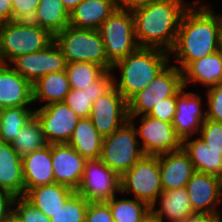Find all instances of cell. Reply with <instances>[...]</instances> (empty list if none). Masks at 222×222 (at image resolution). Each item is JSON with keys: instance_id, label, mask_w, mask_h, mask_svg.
Returning <instances> with one entry per match:
<instances>
[{"instance_id": "cell-12", "label": "cell", "mask_w": 222, "mask_h": 222, "mask_svg": "<svg viewBox=\"0 0 222 222\" xmlns=\"http://www.w3.org/2000/svg\"><path fill=\"white\" fill-rule=\"evenodd\" d=\"M141 125L135 126L137 137L141 138V149L145 155H159L182 148V139L176 134L172 123L142 115Z\"/></svg>"}, {"instance_id": "cell-3", "label": "cell", "mask_w": 222, "mask_h": 222, "mask_svg": "<svg viewBox=\"0 0 222 222\" xmlns=\"http://www.w3.org/2000/svg\"><path fill=\"white\" fill-rule=\"evenodd\" d=\"M169 57L170 54L161 49L138 48L112 65V71L118 68L121 72L120 80L113 77L114 87L128 101L169 64Z\"/></svg>"}, {"instance_id": "cell-46", "label": "cell", "mask_w": 222, "mask_h": 222, "mask_svg": "<svg viewBox=\"0 0 222 222\" xmlns=\"http://www.w3.org/2000/svg\"><path fill=\"white\" fill-rule=\"evenodd\" d=\"M186 222H222V216L197 215L196 217L189 219Z\"/></svg>"}, {"instance_id": "cell-4", "label": "cell", "mask_w": 222, "mask_h": 222, "mask_svg": "<svg viewBox=\"0 0 222 222\" xmlns=\"http://www.w3.org/2000/svg\"><path fill=\"white\" fill-rule=\"evenodd\" d=\"M54 36L29 21L13 20L0 24V61L8 64L18 56L45 49Z\"/></svg>"}, {"instance_id": "cell-26", "label": "cell", "mask_w": 222, "mask_h": 222, "mask_svg": "<svg viewBox=\"0 0 222 222\" xmlns=\"http://www.w3.org/2000/svg\"><path fill=\"white\" fill-rule=\"evenodd\" d=\"M74 192L67 186L53 183L29 189L23 197L35 208L52 218Z\"/></svg>"}, {"instance_id": "cell-40", "label": "cell", "mask_w": 222, "mask_h": 222, "mask_svg": "<svg viewBox=\"0 0 222 222\" xmlns=\"http://www.w3.org/2000/svg\"><path fill=\"white\" fill-rule=\"evenodd\" d=\"M112 70L106 71L99 79L91 84L90 87L84 88L83 91L88 92L90 98H92V103L99 99L101 96L108 93L114 87V79Z\"/></svg>"}, {"instance_id": "cell-29", "label": "cell", "mask_w": 222, "mask_h": 222, "mask_svg": "<svg viewBox=\"0 0 222 222\" xmlns=\"http://www.w3.org/2000/svg\"><path fill=\"white\" fill-rule=\"evenodd\" d=\"M69 16L61 0H40L31 21L54 36L69 26Z\"/></svg>"}, {"instance_id": "cell-24", "label": "cell", "mask_w": 222, "mask_h": 222, "mask_svg": "<svg viewBox=\"0 0 222 222\" xmlns=\"http://www.w3.org/2000/svg\"><path fill=\"white\" fill-rule=\"evenodd\" d=\"M182 140V149L187 153L197 172L222 177V149L209 147L200 137Z\"/></svg>"}, {"instance_id": "cell-50", "label": "cell", "mask_w": 222, "mask_h": 222, "mask_svg": "<svg viewBox=\"0 0 222 222\" xmlns=\"http://www.w3.org/2000/svg\"><path fill=\"white\" fill-rule=\"evenodd\" d=\"M220 50L222 51V14H221V24H220V39H219Z\"/></svg>"}, {"instance_id": "cell-45", "label": "cell", "mask_w": 222, "mask_h": 222, "mask_svg": "<svg viewBox=\"0 0 222 222\" xmlns=\"http://www.w3.org/2000/svg\"><path fill=\"white\" fill-rule=\"evenodd\" d=\"M12 21V0H0V24Z\"/></svg>"}, {"instance_id": "cell-32", "label": "cell", "mask_w": 222, "mask_h": 222, "mask_svg": "<svg viewBox=\"0 0 222 222\" xmlns=\"http://www.w3.org/2000/svg\"><path fill=\"white\" fill-rule=\"evenodd\" d=\"M109 205L114 222H140L151 207L141 201L134 199H118L116 195L106 201Z\"/></svg>"}, {"instance_id": "cell-49", "label": "cell", "mask_w": 222, "mask_h": 222, "mask_svg": "<svg viewBox=\"0 0 222 222\" xmlns=\"http://www.w3.org/2000/svg\"><path fill=\"white\" fill-rule=\"evenodd\" d=\"M3 222H22V221L13 211Z\"/></svg>"}, {"instance_id": "cell-36", "label": "cell", "mask_w": 222, "mask_h": 222, "mask_svg": "<svg viewBox=\"0 0 222 222\" xmlns=\"http://www.w3.org/2000/svg\"><path fill=\"white\" fill-rule=\"evenodd\" d=\"M13 211L22 222H50V218L47 215L35 208L24 197H15Z\"/></svg>"}, {"instance_id": "cell-25", "label": "cell", "mask_w": 222, "mask_h": 222, "mask_svg": "<svg viewBox=\"0 0 222 222\" xmlns=\"http://www.w3.org/2000/svg\"><path fill=\"white\" fill-rule=\"evenodd\" d=\"M115 10L113 0H83L70 13L69 26L98 30Z\"/></svg>"}, {"instance_id": "cell-6", "label": "cell", "mask_w": 222, "mask_h": 222, "mask_svg": "<svg viewBox=\"0 0 222 222\" xmlns=\"http://www.w3.org/2000/svg\"><path fill=\"white\" fill-rule=\"evenodd\" d=\"M134 124L133 119H128L115 132L103 138L100 160L119 177L145 155L139 147Z\"/></svg>"}, {"instance_id": "cell-17", "label": "cell", "mask_w": 222, "mask_h": 222, "mask_svg": "<svg viewBox=\"0 0 222 222\" xmlns=\"http://www.w3.org/2000/svg\"><path fill=\"white\" fill-rule=\"evenodd\" d=\"M86 159L67 143L52 144V168L55 183L76 191L84 174Z\"/></svg>"}, {"instance_id": "cell-27", "label": "cell", "mask_w": 222, "mask_h": 222, "mask_svg": "<svg viewBox=\"0 0 222 222\" xmlns=\"http://www.w3.org/2000/svg\"><path fill=\"white\" fill-rule=\"evenodd\" d=\"M103 137L89 118H81L76 125L68 145L86 160L100 159Z\"/></svg>"}, {"instance_id": "cell-8", "label": "cell", "mask_w": 222, "mask_h": 222, "mask_svg": "<svg viewBox=\"0 0 222 222\" xmlns=\"http://www.w3.org/2000/svg\"><path fill=\"white\" fill-rule=\"evenodd\" d=\"M108 61L113 65L135 52L139 46L135 38L132 11L116 9L98 28Z\"/></svg>"}, {"instance_id": "cell-20", "label": "cell", "mask_w": 222, "mask_h": 222, "mask_svg": "<svg viewBox=\"0 0 222 222\" xmlns=\"http://www.w3.org/2000/svg\"><path fill=\"white\" fill-rule=\"evenodd\" d=\"M25 193L38 186L55 183L52 168V144L22 157Z\"/></svg>"}, {"instance_id": "cell-44", "label": "cell", "mask_w": 222, "mask_h": 222, "mask_svg": "<svg viewBox=\"0 0 222 222\" xmlns=\"http://www.w3.org/2000/svg\"><path fill=\"white\" fill-rule=\"evenodd\" d=\"M153 0H113L114 6L118 10L134 11L144 7Z\"/></svg>"}, {"instance_id": "cell-2", "label": "cell", "mask_w": 222, "mask_h": 222, "mask_svg": "<svg viewBox=\"0 0 222 222\" xmlns=\"http://www.w3.org/2000/svg\"><path fill=\"white\" fill-rule=\"evenodd\" d=\"M190 7L183 0H153L132 11L135 38L139 48L170 52L184 12Z\"/></svg>"}, {"instance_id": "cell-37", "label": "cell", "mask_w": 222, "mask_h": 222, "mask_svg": "<svg viewBox=\"0 0 222 222\" xmlns=\"http://www.w3.org/2000/svg\"><path fill=\"white\" fill-rule=\"evenodd\" d=\"M207 107L206 119L222 123V82L206 90Z\"/></svg>"}, {"instance_id": "cell-28", "label": "cell", "mask_w": 222, "mask_h": 222, "mask_svg": "<svg viewBox=\"0 0 222 222\" xmlns=\"http://www.w3.org/2000/svg\"><path fill=\"white\" fill-rule=\"evenodd\" d=\"M33 103L37 101L47 102L45 105L54 102H63L70 92V84L66 70L51 72L39 78L32 84Z\"/></svg>"}, {"instance_id": "cell-34", "label": "cell", "mask_w": 222, "mask_h": 222, "mask_svg": "<svg viewBox=\"0 0 222 222\" xmlns=\"http://www.w3.org/2000/svg\"><path fill=\"white\" fill-rule=\"evenodd\" d=\"M89 202L76 191L64 206L50 218V222H85Z\"/></svg>"}, {"instance_id": "cell-30", "label": "cell", "mask_w": 222, "mask_h": 222, "mask_svg": "<svg viewBox=\"0 0 222 222\" xmlns=\"http://www.w3.org/2000/svg\"><path fill=\"white\" fill-rule=\"evenodd\" d=\"M35 115L28 106L0 109V142L12 143L20 129Z\"/></svg>"}, {"instance_id": "cell-38", "label": "cell", "mask_w": 222, "mask_h": 222, "mask_svg": "<svg viewBox=\"0 0 222 222\" xmlns=\"http://www.w3.org/2000/svg\"><path fill=\"white\" fill-rule=\"evenodd\" d=\"M199 137L209 147L222 149V123L206 119L200 128Z\"/></svg>"}, {"instance_id": "cell-1", "label": "cell", "mask_w": 222, "mask_h": 222, "mask_svg": "<svg viewBox=\"0 0 222 222\" xmlns=\"http://www.w3.org/2000/svg\"><path fill=\"white\" fill-rule=\"evenodd\" d=\"M199 1L195 0L184 12L175 44L169 52L175 55L181 71L191 62L220 50L221 14H216L209 5L198 7Z\"/></svg>"}, {"instance_id": "cell-18", "label": "cell", "mask_w": 222, "mask_h": 222, "mask_svg": "<svg viewBox=\"0 0 222 222\" xmlns=\"http://www.w3.org/2000/svg\"><path fill=\"white\" fill-rule=\"evenodd\" d=\"M157 157L163 191L186 187L191 176L196 172L189 156L182 148L159 154Z\"/></svg>"}, {"instance_id": "cell-41", "label": "cell", "mask_w": 222, "mask_h": 222, "mask_svg": "<svg viewBox=\"0 0 222 222\" xmlns=\"http://www.w3.org/2000/svg\"><path fill=\"white\" fill-rule=\"evenodd\" d=\"M176 113V96L163 99L158 105H154L147 114L150 117L160 119L161 121L172 123Z\"/></svg>"}, {"instance_id": "cell-39", "label": "cell", "mask_w": 222, "mask_h": 222, "mask_svg": "<svg viewBox=\"0 0 222 222\" xmlns=\"http://www.w3.org/2000/svg\"><path fill=\"white\" fill-rule=\"evenodd\" d=\"M40 0H12V21H29L35 15Z\"/></svg>"}, {"instance_id": "cell-14", "label": "cell", "mask_w": 222, "mask_h": 222, "mask_svg": "<svg viewBox=\"0 0 222 222\" xmlns=\"http://www.w3.org/2000/svg\"><path fill=\"white\" fill-rule=\"evenodd\" d=\"M89 119L104 138L128 120L127 101L113 87L108 93L95 100Z\"/></svg>"}, {"instance_id": "cell-35", "label": "cell", "mask_w": 222, "mask_h": 222, "mask_svg": "<svg viewBox=\"0 0 222 222\" xmlns=\"http://www.w3.org/2000/svg\"><path fill=\"white\" fill-rule=\"evenodd\" d=\"M78 117L89 118L92 109V98L81 89H71L63 101Z\"/></svg>"}, {"instance_id": "cell-31", "label": "cell", "mask_w": 222, "mask_h": 222, "mask_svg": "<svg viewBox=\"0 0 222 222\" xmlns=\"http://www.w3.org/2000/svg\"><path fill=\"white\" fill-rule=\"evenodd\" d=\"M11 145L20 157L48 145L40 121L35 115L20 129Z\"/></svg>"}, {"instance_id": "cell-13", "label": "cell", "mask_w": 222, "mask_h": 222, "mask_svg": "<svg viewBox=\"0 0 222 222\" xmlns=\"http://www.w3.org/2000/svg\"><path fill=\"white\" fill-rule=\"evenodd\" d=\"M8 64L31 84L46 74L64 71L67 67L66 58L54 41L45 49L18 56Z\"/></svg>"}, {"instance_id": "cell-43", "label": "cell", "mask_w": 222, "mask_h": 222, "mask_svg": "<svg viewBox=\"0 0 222 222\" xmlns=\"http://www.w3.org/2000/svg\"><path fill=\"white\" fill-rule=\"evenodd\" d=\"M15 197L8 192L0 190V222H3L13 212Z\"/></svg>"}, {"instance_id": "cell-22", "label": "cell", "mask_w": 222, "mask_h": 222, "mask_svg": "<svg viewBox=\"0 0 222 222\" xmlns=\"http://www.w3.org/2000/svg\"><path fill=\"white\" fill-rule=\"evenodd\" d=\"M151 206V210L164 222H186L197 215L192 210L188 192L185 187L163 191ZM159 202L160 208L156 207ZM157 209H156V208Z\"/></svg>"}, {"instance_id": "cell-9", "label": "cell", "mask_w": 222, "mask_h": 222, "mask_svg": "<svg viewBox=\"0 0 222 222\" xmlns=\"http://www.w3.org/2000/svg\"><path fill=\"white\" fill-rule=\"evenodd\" d=\"M133 193L150 207L163 192L157 155H144L120 177V193Z\"/></svg>"}, {"instance_id": "cell-5", "label": "cell", "mask_w": 222, "mask_h": 222, "mask_svg": "<svg viewBox=\"0 0 222 222\" xmlns=\"http://www.w3.org/2000/svg\"><path fill=\"white\" fill-rule=\"evenodd\" d=\"M54 42L60 48L67 63L92 62L102 66L106 71L112 68L98 30L67 26L54 35Z\"/></svg>"}, {"instance_id": "cell-23", "label": "cell", "mask_w": 222, "mask_h": 222, "mask_svg": "<svg viewBox=\"0 0 222 222\" xmlns=\"http://www.w3.org/2000/svg\"><path fill=\"white\" fill-rule=\"evenodd\" d=\"M183 86L188 83L204 85L207 90L222 82V51L191 62L183 71Z\"/></svg>"}, {"instance_id": "cell-33", "label": "cell", "mask_w": 222, "mask_h": 222, "mask_svg": "<svg viewBox=\"0 0 222 222\" xmlns=\"http://www.w3.org/2000/svg\"><path fill=\"white\" fill-rule=\"evenodd\" d=\"M106 70L92 62L67 63L66 73L71 89L88 88L99 79Z\"/></svg>"}, {"instance_id": "cell-42", "label": "cell", "mask_w": 222, "mask_h": 222, "mask_svg": "<svg viewBox=\"0 0 222 222\" xmlns=\"http://www.w3.org/2000/svg\"><path fill=\"white\" fill-rule=\"evenodd\" d=\"M85 222H114L106 202H89Z\"/></svg>"}, {"instance_id": "cell-15", "label": "cell", "mask_w": 222, "mask_h": 222, "mask_svg": "<svg viewBox=\"0 0 222 222\" xmlns=\"http://www.w3.org/2000/svg\"><path fill=\"white\" fill-rule=\"evenodd\" d=\"M192 210L196 215L221 216L217 209L222 201L221 178L195 172L186 184Z\"/></svg>"}, {"instance_id": "cell-48", "label": "cell", "mask_w": 222, "mask_h": 222, "mask_svg": "<svg viewBox=\"0 0 222 222\" xmlns=\"http://www.w3.org/2000/svg\"><path fill=\"white\" fill-rule=\"evenodd\" d=\"M140 222H163L151 209Z\"/></svg>"}, {"instance_id": "cell-16", "label": "cell", "mask_w": 222, "mask_h": 222, "mask_svg": "<svg viewBox=\"0 0 222 222\" xmlns=\"http://www.w3.org/2000/svg\"><path fill=\"white\" fill-rule=\"evenodd\" d=\"M184 89L185 87L176 96V113L172 122L176 134L182 140L199 134L202 123L206 120V111L202 110L201 105L202 97Z\"/></svg>"}, {"instance_id": "cell-47", "label": "cell", "mask_w": 222, "mask_h": 222, "mask_svg": "<svg viewBox=\"0 0 222 222\" xmlns=\"http://www.w3.org/2000/svg\"><path fill=\"white\" fill-rule=\"evenodd\" d=\"M65 9L71 13L73 9L78 6L83 0H61Z\"/></svg>"}, {"instance_id": "cell-19", "label": "cell", "mask_w": 222, "mask_h": 222, "mask_svg": "<svg viewBox=\"0 0 222 222\" xmlns=\"http://www.w3.org/2000/svg\"><path fill=\"white\" fill-rule=\"evenodd\" d=\"M33 103L32 84L11 65L0 64V109Z\"/></svg>"}, {"instance_id": "cell-11", "label": "cell", "mask_w": 222, "mask_h": 222, "mask_svg": "<svg viewBox=\"0 0 222 222\" xmlns=\"http://www.w3.org/2000/svg\"><path fill=\"white\" fill-rule=\"evenodd\" d=\"M48 144L68 143L81 119L64 102H54L35 109Z\"/></svg>"}, {"instance_id": "cell-21", "label": "cell", "mask_w": 222, "mask_h": 222, "mask_svg": "<svg viewBox=\"0 0 222 222\" xmlns=\"http://www.w3.org/2000/svg\"><path fill=\"white\" fill-rule=\"evenodd\" d=\"M0 190L14 197L25 195L22 157L11 143L0 142Z\"/></svg>"}, {"instance_id": "cell-7", "label": "cell", "mask_w": 222, "mask_h": 222, "mask_svg": "<svg viewBox=\"0 0 222 222\" xmlns=\"http://www.w3.org/2000/svg\"><path fill=\"white\" fill-rule=\"evenodd\" d=\"M182 71L168 64L143 90L127 101L128 119L147 115L154 105L177 94L183 88Z\"/></svg>"}, {"instance_id": "cell-10", "label": "cell", "mask_w": 222, "mask_h": 222, "mask_svg": "<svg viewBox=\"0 0 222 222\" xmlns=\"http://www.w3.org/2000/svg\"><path fill=\"white\" fill-rule=\"evenodd\" d=\"M76 192L88 202H106L120 194V177L100 159L86 160Z\"/></svg>"}]
</instances>
